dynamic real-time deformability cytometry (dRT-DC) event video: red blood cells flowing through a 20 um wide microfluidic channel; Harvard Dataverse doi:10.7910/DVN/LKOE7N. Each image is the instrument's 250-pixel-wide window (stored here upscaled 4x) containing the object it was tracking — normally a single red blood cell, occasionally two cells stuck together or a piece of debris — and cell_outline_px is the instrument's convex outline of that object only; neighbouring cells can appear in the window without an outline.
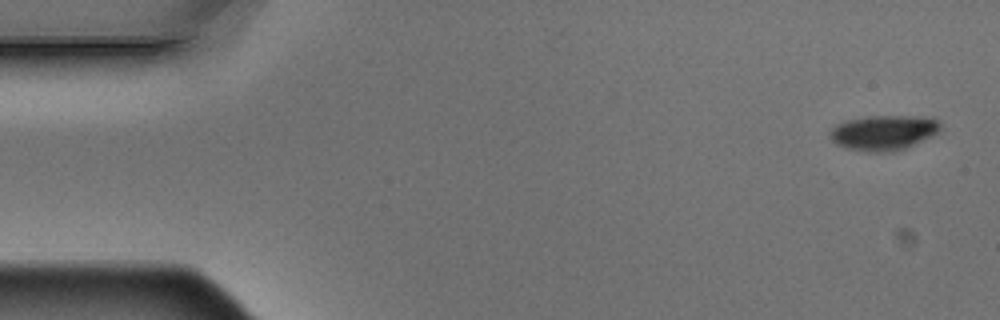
{"species": "Egyptian fruit bat (a non-hibernating species)", "species_latin": "Rousettus aegyptiacus", "temperature_condition": "warm", "stored_images_in_passage": 4, "camera_frame_rate_fps": 3000, "um_per_image_px": 0.085, "animal": {"sex": "male"}, "frame": {"image": 1, "passage_image": 1, "time_ms": 0.0, "image_size_px": [1000, 320], "cell_outline_px": [[940, 128], [936, 132], [904, 148], [892, 152], [868, 152], [848, 148], [836, 144], [832, 140], [828, 132], [836, 124], [844, 120], [868, 116], [936, 116], [940, 120]], "centroid_in_image_um": [75.08, 11.24], "position_along_channel_um": 9.9, "area_um2": 22.54}}
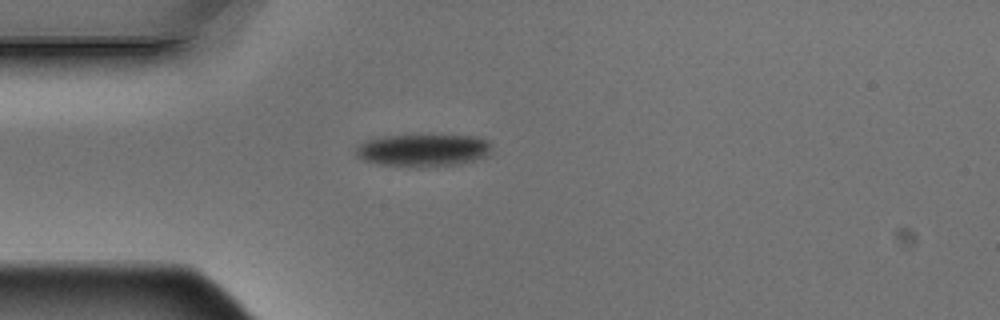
{"frame": {"image": 2, "passage_image": 4, "time_ms": 1.0, "image_size_px": [1000, 320], "cell_outline_px": [[492, 152], [488, 156], [476, 160], [460, 164], [424, 168], [412, 168], [376, 164], [364, 160], [356, 156], [356, 148], [364, 140], [380, 136], [476, 136], [488, 140], [492, 144]], "centroid_in_image_um": [35.99, 12.8], "position_along_channel_um": 49.0, "area_um2": 26.3}}